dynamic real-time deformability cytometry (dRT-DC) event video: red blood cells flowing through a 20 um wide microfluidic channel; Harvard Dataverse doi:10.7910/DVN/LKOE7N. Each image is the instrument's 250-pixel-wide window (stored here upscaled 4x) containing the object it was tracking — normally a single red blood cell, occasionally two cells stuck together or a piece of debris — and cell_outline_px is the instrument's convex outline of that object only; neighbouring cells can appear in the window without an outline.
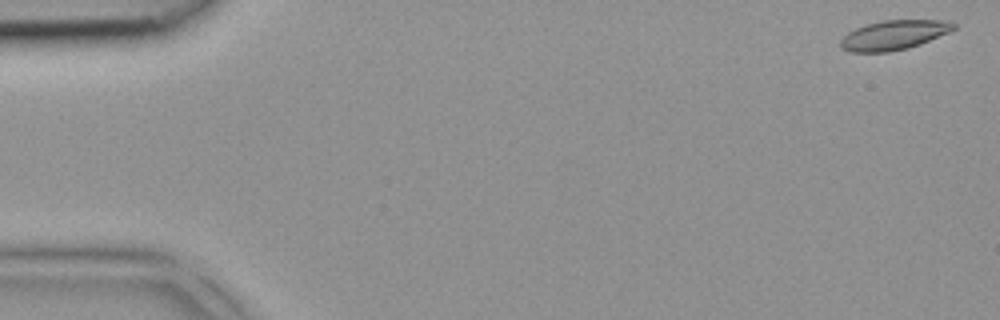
{"species": "common noctule bat (a hibernating species)", "species_latin": "Nyctalus noctula", "temperature_condition": "room temperature", "stored_images_in_passage": 5, "camera_frame_rate_fps": 3000, "um_per_image_px": 0.085, "animal": {"sex": "female", "body_mass_g": 18.4}, "frame": {"image": 1, "passage_image": 1, "time_ms": 0.0, "image_size_px": [1000, 320], "cell_outline_px": [[956, 28], [948, 32], [920, 44], [908, 48], [888, 52], [848, 52], [840, 48], [840, 40], [848, 32], [856, 28], [868, 24], [884, 20], [944, 20], [956, 24]], "centroid_in_image_um": [75.95, 2.99], "position_along_channel_um": 9.1, "area_um2": 19.36}}
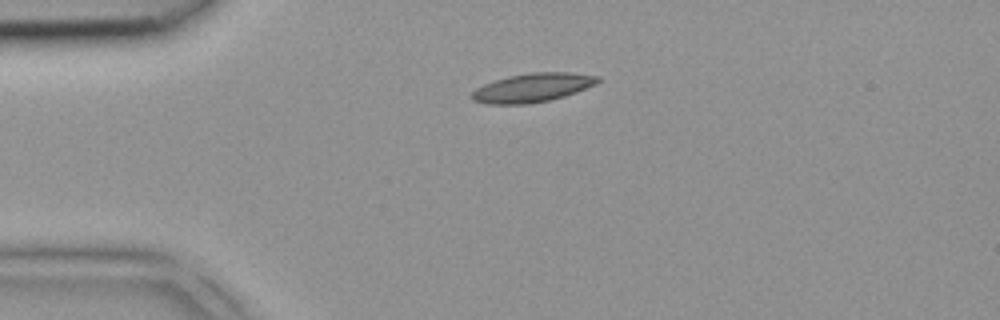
{"frame": {"image": 2, "passage_image": 3, "time_ms": 0.667, "image_size_px": [1000, 320], "cell_outline_px": [[600, 80], [596, 84], [576, 92], [564, 96], [548, 100], [528, 104], [488, 104], [472, 100], [468, 96], [476, 88], [484, 84], [508, 76], [532, 72], [568, 72], [600, 76]], "centroid_in_image_um": [45.24, 7.45], "position_along_channel_um": 39.8, "area_um2": 21.15}}
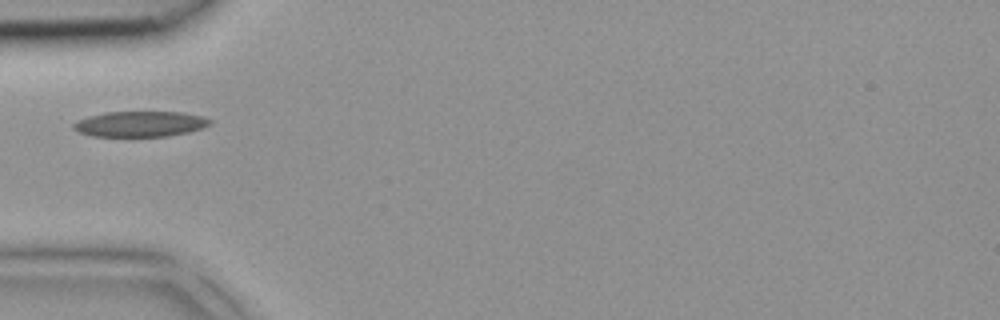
{"frame": {"image": 3, "passage_image": 4, "time_ms": 1.0, "image_size_px": [1000, 320], "cell_outline_px": [[212, 124], [204, 128], [188, 132], [168, 136], [92, 136], [80, 132], [72, 128], [72, 124], [76, 120], [88, 116], [104, 112], [184, 112], [200, 116], [212, 120]], "centroid_in_image_um": [11.91, 10.53], "position_along_channel_um": 73.1, "area_um2": 20.4}}